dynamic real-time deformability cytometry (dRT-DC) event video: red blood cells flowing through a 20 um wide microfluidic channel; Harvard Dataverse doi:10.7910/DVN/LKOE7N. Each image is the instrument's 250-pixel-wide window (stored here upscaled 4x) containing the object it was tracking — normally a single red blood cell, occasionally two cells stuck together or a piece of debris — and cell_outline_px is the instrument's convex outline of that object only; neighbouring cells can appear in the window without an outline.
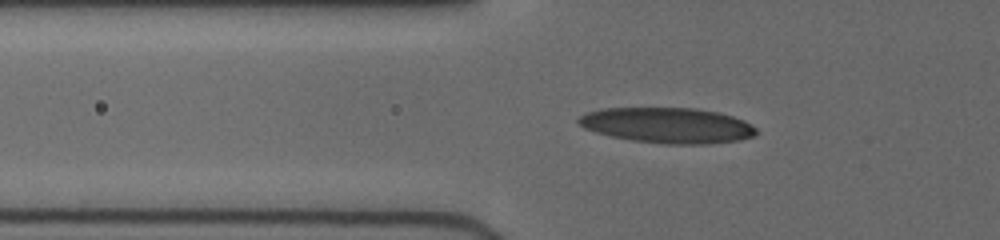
{"species": "human", "species_latin": "Homo sapiens", "temperature_condition": "cold", "stored_images_in_passage": 14, "camera_frame_rate_fps": 3000, "um_per_image_px": 0.085, "donor": {"sex": "female"}, "frame": {"image": 1, "passage_image": 2, "time_ms": 0.333, "image_size_px": [1000, 240], "cell_outline_px": [[756, 136], [740, 140], [704, 144], [668, 144], [632, 140], [612, 136], [596, 132], [584, 128], [576, 120], [584, 112], [600, 108], [696, 108], [720, 112], [744, 120], [752, 124], [756, 128]], "centroid_in_image_um": [56.75, 10.64], "position_along_channel_um": 69.1, "area_um2": 36.93}}
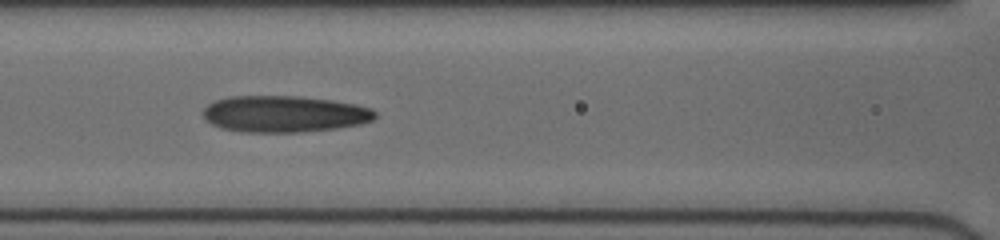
{"frame": {"image": 2, "passage_image": 10, "time_ms": 2.333, "image_size_px": [1000, 240], "cell_outline_px": [[376, 116], [372, 120], [360, 124], [336, 128], [300, 132], [244, 132], [220, 128], [204, 120], [204, 108], [208, 104], [216, 100], [228, 96], [300, 96], [332, 100], [356, 104], [372, 108], [376, 112]], "centroid_in_image_um": [24.16, 9.68], "position_along_channel_um": 142.4, "area_um2": 36.76}}
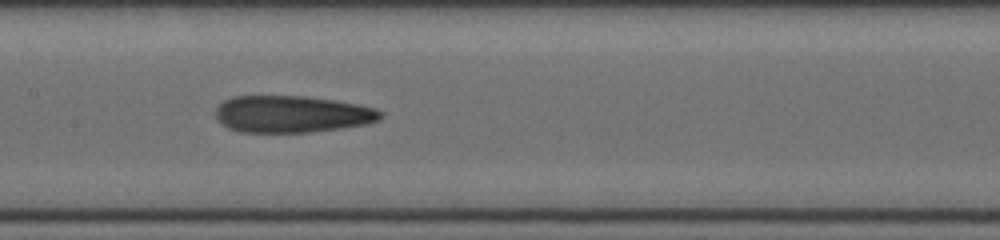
{"frame": {"image": 3, "passage_image": 13, "time_ms": 3.333, "image_size_px": [1000, 240], "cell_outline_px": [[384, 116], [380, 120], [368, 124], [340, 128], [308, 132], [240, 132], [228, 128], [216, 116], [216, 108], [224, 100], [232, 96], [304, 96], [332, 100], [356, 104], [376, 108], [384, 112]], "centroid_in_image_um": [24.85, 9.7], "position_along_channel_um": 182.5, "area_um2": 35.43}}